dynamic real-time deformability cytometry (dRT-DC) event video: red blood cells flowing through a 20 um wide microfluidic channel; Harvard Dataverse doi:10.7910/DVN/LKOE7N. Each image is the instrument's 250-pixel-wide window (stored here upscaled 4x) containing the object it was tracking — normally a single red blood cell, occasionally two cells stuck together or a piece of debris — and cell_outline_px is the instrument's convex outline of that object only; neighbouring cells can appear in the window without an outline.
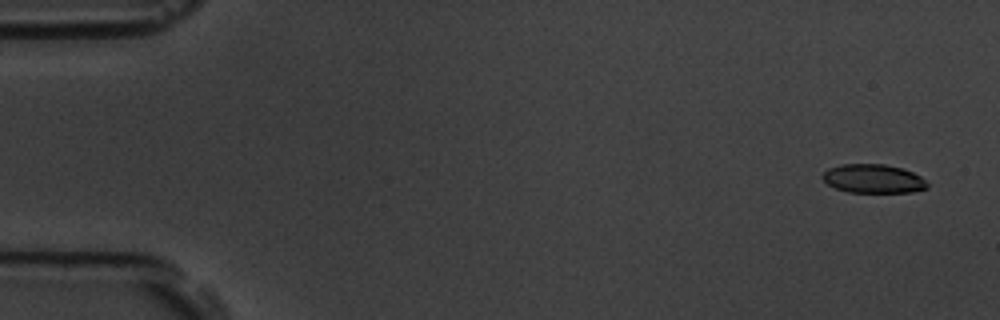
{"species": "common noctule bat (a hibernating species)", "species_latin": "Nyctalus noctula", "temperature_condition": "room temperature", "stored_images_in_passage": 5, "camera_frame_rate_fps": 3000, "um_per_image_px": 0.085, "animal": {"sex": "male", "body_mass_g": 19.5, "forearm_length_mm": 54.6}, "frame": {"image": 1, "passage_image": 1, "time_ms": 0.0, "image_size_px": [1000, 320], "cell_outline_px": [[928, 188], [912, 192], [848, 192], [836, 188], [828, 184], [820, 176], [828, 168], [840, 164], [884, 164], [904, 168], [920, 176], [928, 184]], "centroid_in_image_um": [74.22, 15.18], "position_along_channel_um": 10.8, "area_um2": 17.63}}
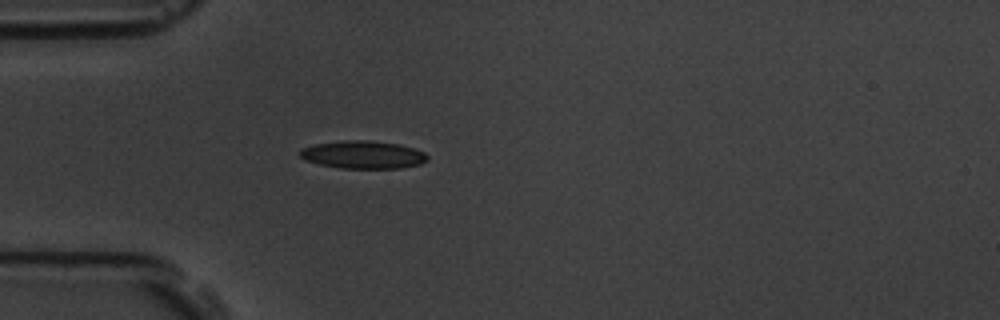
{"frame": {"image": 2, "passage_image": 5, "time_ms": 1.333, "image_size_px": [1000, 320], "cell_outline_px": [[428, 160], [420, 164], [400, 168], [340, 168], [320, 164], [304, 160], [300, 156], [300, 148], [312, 144], [344, 140], [368, 140], [400, 144], [424, 152], [428, 156]], "centroid_in_image_um": [30.83, 13.14], "position_along_channel_um": 54.2, "area_um2": 20.75}}